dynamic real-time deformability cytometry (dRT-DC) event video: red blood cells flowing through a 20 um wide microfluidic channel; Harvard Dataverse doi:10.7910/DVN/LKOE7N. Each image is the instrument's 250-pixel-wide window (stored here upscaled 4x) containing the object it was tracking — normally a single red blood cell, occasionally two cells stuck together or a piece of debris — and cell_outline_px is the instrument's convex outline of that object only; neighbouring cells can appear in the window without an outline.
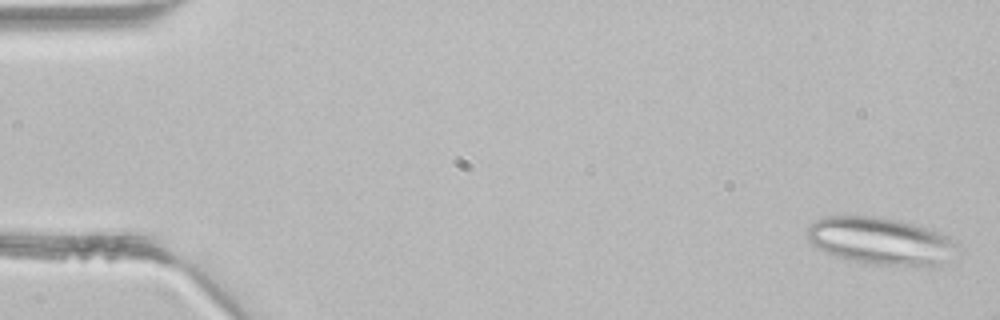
{"species": "common noctule bat (a hibernating species)", "species_latin": "Nyctalus noctula", "temperature_condition": "room temperature", "stored_images_in_passage": 6, "camera_frame_rate_fps": 3000, "um_per_image_px": 0.085, "animal": {"sex": "male", "body_mass_g": 21.5, "forearm_length_mm": 52.0}, "frame": {"image": 1, "passage_image": 1, "time_ms": 0.0, "image_size_px": [1000, 320], "cell_outline_px": [[956, 244], [940, 264], [932, 268], [864, 264], [848, 260], [836, 256], [812, 244], [808, 240], [808, 228], [820, 216], [880, 216], [920, 224], [932, 228], [948, 236]], "centroid_in_image_um": [74.84, 20.48], "position_along_channel_um": 10.2, "area_um2": 41.67}}